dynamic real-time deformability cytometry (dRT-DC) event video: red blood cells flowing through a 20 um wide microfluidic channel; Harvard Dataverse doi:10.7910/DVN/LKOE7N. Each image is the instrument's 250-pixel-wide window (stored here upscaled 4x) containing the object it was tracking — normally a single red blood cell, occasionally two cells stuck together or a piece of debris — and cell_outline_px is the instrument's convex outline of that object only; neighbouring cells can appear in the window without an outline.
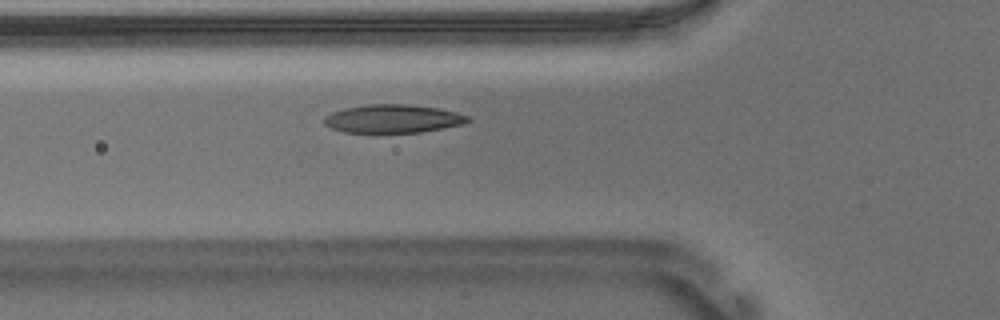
{"species": "Egyptian fruit bat (a non-hibernating species)", "species_latin": "Rousettus aegyptiacus", "temperature_condition": "warm", "stored_images_in_passage": 39, "camera_frame_rate_fps": 3000, "um_per_image_px": 0.085, "animal": {"sex": "male"}, "frame": {"image": 1, "passage_image": 10, "time_ms": 3.0, "image_size_px": [1000, 320], "cell_outline_px": [[472, 120], [464, 124], [420, 132], [344, 132], [332, 128], [324, 124], [324, 116], [332, 112], [344, 108], [368, 104], [408, 104], [436, 108], [456, 112], [468, 116]], "centroid_in_image_um": [33.39, 10.08], "position_along_channel_um": 92.4, "area_um2": 23.58}}
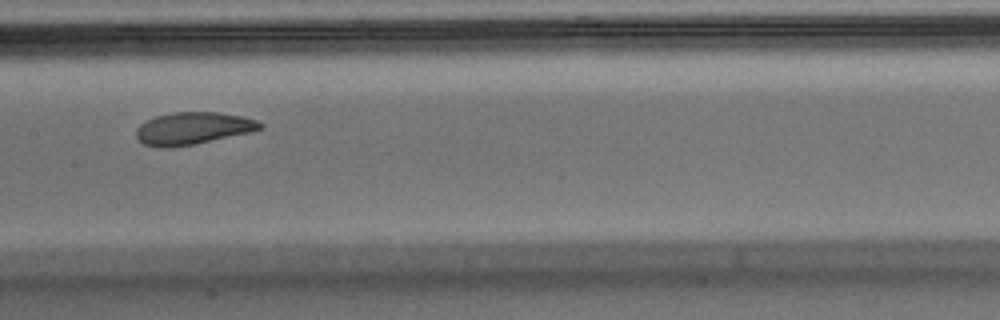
{"frame": {"image": 2, "passage_image": 18, "time_ms": 5.667, "image_size_px": [1000, 320], "cell_outline_px": [[264, 128], [248, 132], [196, 144], [172, 148], [160, 148], [144, 144], [136, 136], [136, 128], [140, 124], [156, 116], [172, 112], [216, 112], [240, 116], [256, 120], [264, 124]], "centroid_in_image_um": [16.37, 10.92], "position_along_channel_um": 191.0, "area_um2": 23.24}}
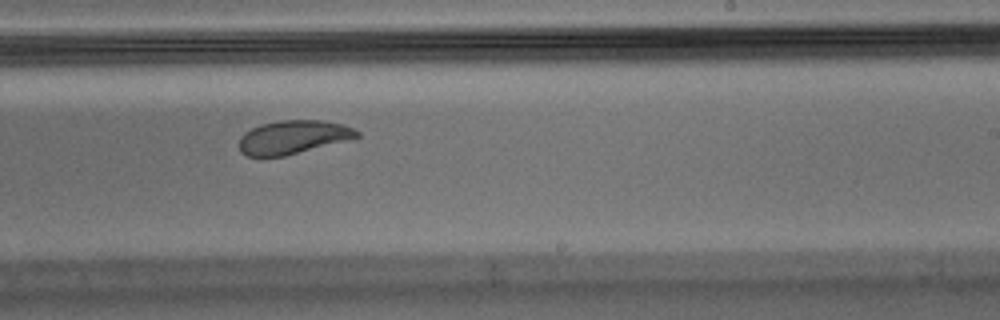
{"frame": {"image": 3, "passage_image": 24, "time_ms": 7.667, "image_size_px": [1000, 320], "cell_outline_px": [[360, 136], [284, 156], [248, 156], [240, 152], [240, 136], [244, 132], [260, 124], [280, 120], [324, 120], [344, 124], [360, 132]], "centroid_in_image_um": [24.88, 11.64], "position_along_channel_um": 264.1, "area_um2": 22.77}}